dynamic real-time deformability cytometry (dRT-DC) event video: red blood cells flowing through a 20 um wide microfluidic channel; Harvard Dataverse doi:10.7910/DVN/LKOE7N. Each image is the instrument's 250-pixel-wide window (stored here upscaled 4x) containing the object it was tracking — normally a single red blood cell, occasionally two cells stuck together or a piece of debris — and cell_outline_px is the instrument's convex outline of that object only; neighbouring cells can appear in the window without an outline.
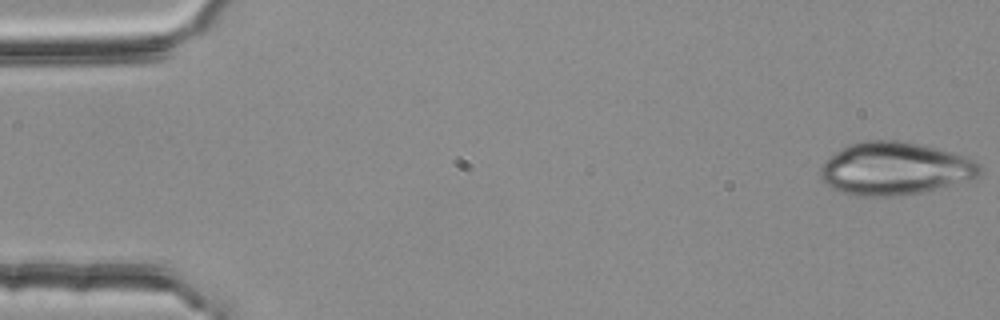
{"species": "common noctule bat (a hibernating species)", "species_latin": "Nyctalus noctula", "temperature_condition": "room temperature", "stored_images_in_passage": 4, "camera_frame_rate_fps": 3000, "um_per_image_px": 0.085, "animal": {"sex": "female", "body_mass_g": 25.1}, "frame": {"image": 1, "passage_image": 1, "time_ms": 0.0, "image_size_px": [1000, 320], "cell_outline_px": [[980, 172], [976, 176], [924, 192], [888, 196], [856, 196], [832, 188], [820, 180], [820, 168], [840, 148], [848, 144], [868, 140], [900, 140], [936, 148], [952, 152], [976, 160], [980, 164]], "centroid_in_image_um": [76.02, 14.32], "position_along_channel_um": 9.0, "area_um2": 48.49}}